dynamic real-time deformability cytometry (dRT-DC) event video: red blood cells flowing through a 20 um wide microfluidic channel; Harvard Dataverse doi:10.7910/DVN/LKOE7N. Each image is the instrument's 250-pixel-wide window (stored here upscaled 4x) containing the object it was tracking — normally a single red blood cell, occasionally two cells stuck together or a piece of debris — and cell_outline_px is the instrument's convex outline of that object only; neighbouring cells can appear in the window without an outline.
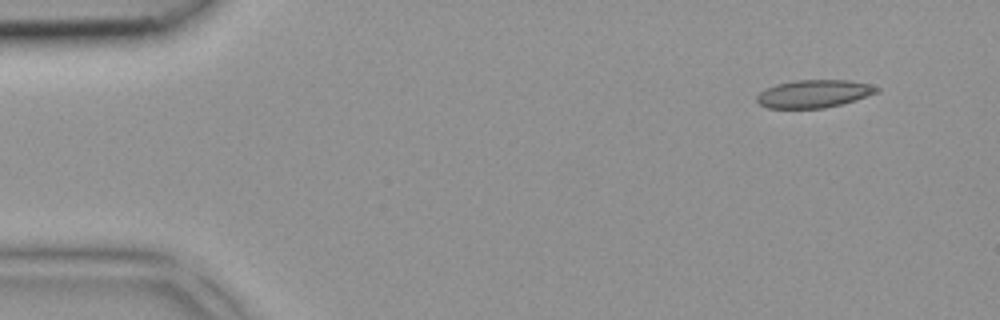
{"species": "common noctule bat (a hibernating species)", "species_latin": "Nyctalus noctula", "temperature_condition": "room temperature", "stored_images_in_passage": 4, "camera_frame_rate_fps": 3000, "um_per_image_px": 0.085, "animal": {"sex": "female", "body_mass_g": 18.4}, "frame": {"image": 1, "passage_image": 2, "time_ms": 0.333, "image_size_px": [1000, 320], "cell_outline_px": [[880, 92], [856, 100], [824, 108], [768, 108], [760, 104], [756, 100], [756, 96], [760, 92], [776, 84], [796, 80], [848, 80], [868, 84], [880, 88]], "centroid_in_image_um": [69.2, 7.97], "position_along_channel_um": 15.8, "area_um2": 19.36}}